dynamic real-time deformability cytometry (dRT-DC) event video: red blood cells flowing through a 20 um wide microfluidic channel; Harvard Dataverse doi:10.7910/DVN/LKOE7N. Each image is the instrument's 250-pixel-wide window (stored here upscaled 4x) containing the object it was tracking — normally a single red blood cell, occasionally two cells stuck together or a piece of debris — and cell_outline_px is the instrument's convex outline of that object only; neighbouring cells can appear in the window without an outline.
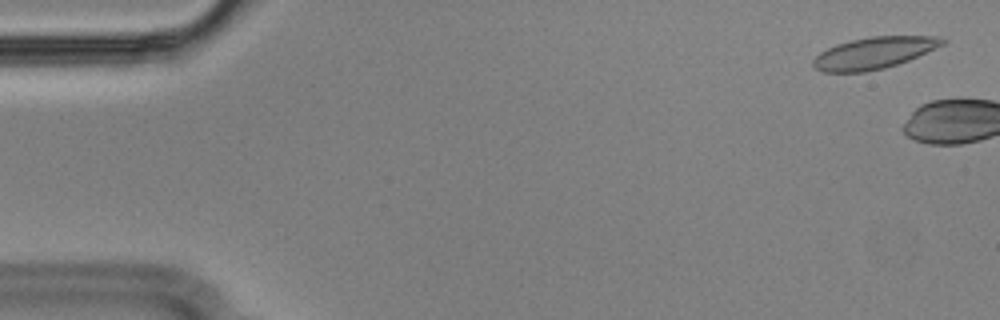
{"species": "Egyptian fruit bat (a non-hibernating species)", "species_latin": "Rousettus aegyptiacus", "temperature_condition": "cold", "stored_images_in_passage": 4, "camera_frame_rate_fps": 3000, "um_per_image_px": 0.085, "animal": {"sex": "male"}, "frame": {"image": 1, "passage_image": 2, "time_ms": 0.333, "image_size_px": [1000, 320], "cell_outline_px": [[948, 40], [944, 44], [908, 60], [884, 68], [864, 72], [824, 72], [816, 68], [812, 64], [812, 60], [820, 52], [836, 44], [852, 40], [872, 36], [936, 36]], "centroid_in_image_um": [74.27, 4.5], "position_along_channel_um": 10.7, "area_um2": 23.64}}